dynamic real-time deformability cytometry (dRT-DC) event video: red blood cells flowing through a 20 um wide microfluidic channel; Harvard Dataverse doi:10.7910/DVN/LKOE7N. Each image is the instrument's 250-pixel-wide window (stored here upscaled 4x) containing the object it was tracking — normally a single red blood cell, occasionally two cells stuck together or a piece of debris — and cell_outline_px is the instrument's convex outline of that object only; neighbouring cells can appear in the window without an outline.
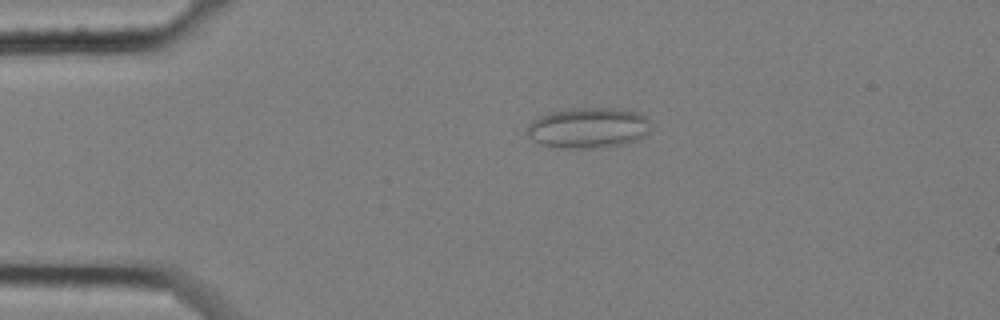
{"species": "common noctule bat (a hibernating species)", "species_latin": "Nyctalus noctula", "temperature_condition": "cold", "stored_images_in_passage": 5, "camera_frame_rate_fps": 3000, "um_per_image_px": 0.085, "animal": {"sex": "female", "body_mass_g": 25.1}, "frame": {"image": 1, "passage_image": 4, "time_ms": 1.0, "image_size_px": [1000, 320], "cell_outline_px": [[648, 132], [644, 136], [636, 140], [620, 144], [592, 148], [560, 148], [540, 144], [528, 136], [524, 132], [528, 124], [532, 120], [548, 112], [564, 108], [608, 108], [636, 112], [644, 116], [648, 120]], "centroid_in_image_um": [49.91, 10.86], "position_along_channel_um": 35.1, "area_um2": 29.19}}